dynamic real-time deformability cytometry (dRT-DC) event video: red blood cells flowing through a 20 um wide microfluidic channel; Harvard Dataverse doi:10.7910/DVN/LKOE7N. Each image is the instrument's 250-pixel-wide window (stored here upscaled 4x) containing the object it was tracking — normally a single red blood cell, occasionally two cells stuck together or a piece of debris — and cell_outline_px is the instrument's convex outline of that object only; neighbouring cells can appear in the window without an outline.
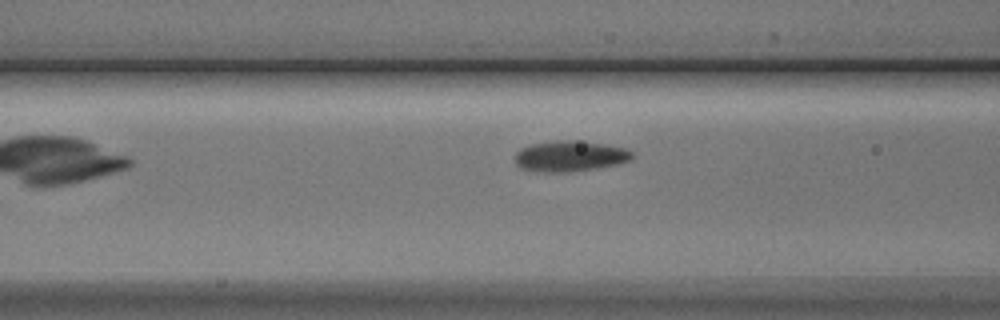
{"species": "Egyptian fruit bat (a non-hibernating species)", "species_latin": "Rousettus aegyptiacus", "temperature_condition": "cold", "stored_images_in_passage": 6, "camera_frame_rate_fps": 3000, "um_per_image_px": 0.085, "animal": {"sex": "male"}, "frame": {"image": 1, "passage_image": 5, "time_ms": 4.667, "image_size_px": [1000, 320], "cell_outline_px": [[636, 156], [628, 160], [616, 164], [596, 168], [568, 172], [544, 172], [520, 168], [516, 164], [516, 152], [520, 148], [528, 144], [556, 140], [572, 140], [608, 144], [628, 148]], "centroid_in_image_um": [48.45, 13.25], "position_along_channel_um": 118.1, "area_um2": 21.15}}